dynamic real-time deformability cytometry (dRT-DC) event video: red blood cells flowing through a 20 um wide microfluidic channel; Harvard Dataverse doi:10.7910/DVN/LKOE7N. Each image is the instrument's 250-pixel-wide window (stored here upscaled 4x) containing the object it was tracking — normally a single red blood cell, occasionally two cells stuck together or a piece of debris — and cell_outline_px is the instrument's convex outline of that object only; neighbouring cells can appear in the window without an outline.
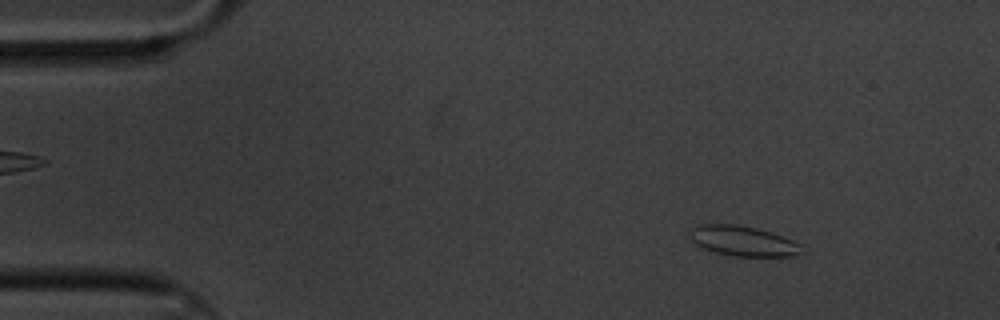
{"species": "common noctule bat (a hibernating species)", "species_latin": "Nyctalus noctula", "temperature_condition": "cold", "stored_images_in_passage": 15, "camera_frame_rate_fps": 3000, "um_per_image_px": 0.085, "animal": {"sex": "male", "body_mass_g": 20.1, "forearm_length_mm": 53.5}, "frame": {"image": 1, "passage_image": 7, "time_ms": 2.0, "image_size_px": [1000, 320], "cell_outline_px": [[808, 252], [796, 256], [732, 256], [700, 248], [688, 236], [688, 232], [692, 228], [700, 224], [736, 224], [756, 228], [792, 240], [800, 244]], "centroid_in_image_um": [63.16, 20.5], "position_along_channel_um": 21.8, "area_um2": 19.83}}